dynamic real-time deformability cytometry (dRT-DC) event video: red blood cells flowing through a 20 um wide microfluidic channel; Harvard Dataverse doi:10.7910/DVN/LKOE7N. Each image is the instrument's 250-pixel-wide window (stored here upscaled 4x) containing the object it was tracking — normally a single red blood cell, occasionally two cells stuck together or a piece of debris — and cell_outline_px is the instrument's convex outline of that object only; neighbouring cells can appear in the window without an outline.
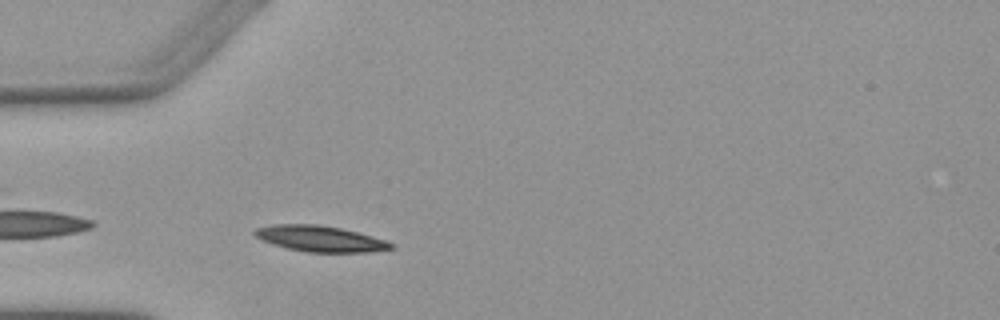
{"species": "Egyptian fruit bat (a non-hibernating species)", "species_latin": "Rousettus aegyptiacus", "temperature_condition": "warm", "stored_images_in_passage": 1, "camera_frame_rate_fps": 3000, "um_per_image_px": 0.085, "animal": {"sex": "female"}, "frame": {"image": 1, "passage_image": 1, "time_ms": 0.0, "image_size_px": [1000, 320], "cell_outline_px": [[392, 248], [372, 252], [308, 252], [288, 248], [272, 244], [256, 236], [252, 232], [256, 228], [276, 224], [316, 224], [340, 228], [388, 240], [392, 244]], "centroid_in_image_um": [27.22, 20.29], "position_along_channel_um": 57.8, "area_um2": 20.35}}